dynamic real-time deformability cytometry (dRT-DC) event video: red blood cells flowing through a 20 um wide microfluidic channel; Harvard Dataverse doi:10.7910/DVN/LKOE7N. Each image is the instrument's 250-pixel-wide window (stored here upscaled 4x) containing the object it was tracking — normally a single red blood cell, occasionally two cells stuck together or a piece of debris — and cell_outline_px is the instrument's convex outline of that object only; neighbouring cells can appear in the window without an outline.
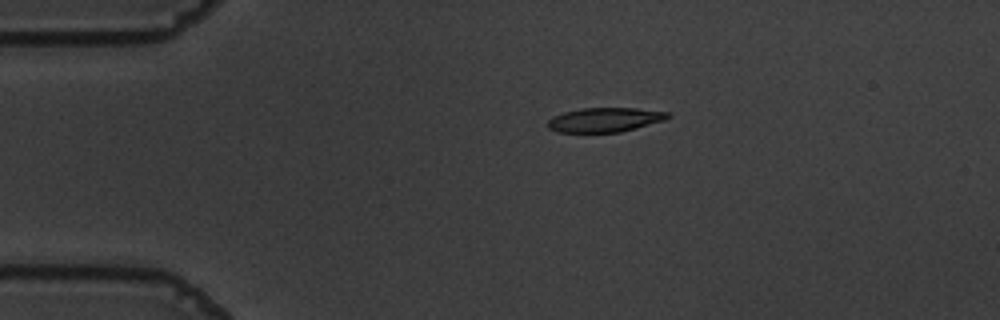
{"species": "common noctule bat (a hibernating species)", "species_latin": "Nyctalus noctula", "temperature_condition": "warm", "stored_images_in_passage": 45, "camera_frame_rate_fps": 3000, "um_per_image_px": 0.085, "animal": {"sex": "male", "body_mass_g": 19.5, "forearm_length_mm": 54.6}, "frame": {"image": 1, "passage_image": 1, "time_ms": 0.0, "image_size_px": [1000, 320], "cell_outline_px": [[672, 116], [664, 120], [636, 128], [620, 132], [556, 132], [548, 128], [548, 120], [552, 116], [564, 112], [580, 108], [636, 108], [672, 112]], "centroid_in_image_um": [51.43, 10.17], "position_along_channel_um": 33.6, "area_um2": 17.17}}
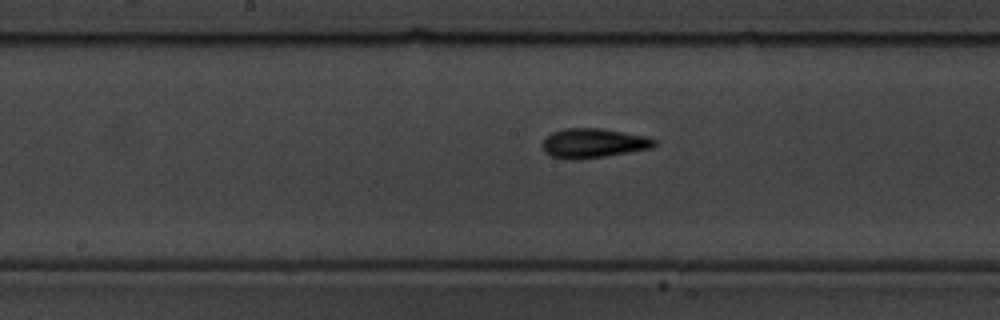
{"frame": {"image": 2, "passage_image": 18, "time_ms": 5.667, "image_size_px": [1000, 320], "cell_outline_px": [[656, 144], [652, 148], [604, 156], [572, 160], [552, 156], [544, 152], [540, 144], [552, 132], [564, 128], [600, 128], [648, 136], [656, 140]], "centroid_in_image_um": [50.42, 12.16], "position_along_channel_um": 197.8, "area_um2": 19.19}}
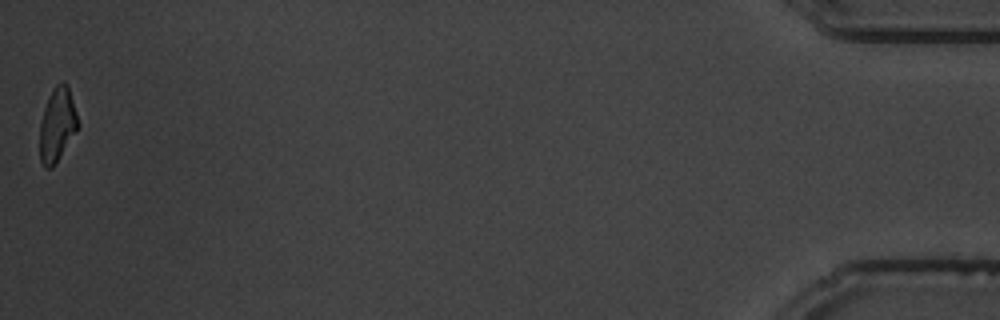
{"frame": {"image": 3, "passage_image": 45, "time_ms": 14.667, "image_size_px": [1000, 320], "cell_outline_px": [[80, 124], [76, 132], [52, 168], [44, 168], [40, 160], [40, 124], [44, 108], [48, 96], [52, 88], [60, 80], [64, 80], [68, 84]], "centroid_in_image_um": [4.88, 10.55], "position_along_channel_um": 430.3, "area_um2": 16.65}, "authors_computed_cell_mechanics": {"area_um2": 17.5712, "velocity_mm_per_s": 3.656, "shape_relaxation_time_tau1_ms": 4.8324, "shape_relaxation_time_tau2_ms": 3.8086, "deformation_change_tau1": 0.1691, "deformation_change_tau2": 0.1194}}